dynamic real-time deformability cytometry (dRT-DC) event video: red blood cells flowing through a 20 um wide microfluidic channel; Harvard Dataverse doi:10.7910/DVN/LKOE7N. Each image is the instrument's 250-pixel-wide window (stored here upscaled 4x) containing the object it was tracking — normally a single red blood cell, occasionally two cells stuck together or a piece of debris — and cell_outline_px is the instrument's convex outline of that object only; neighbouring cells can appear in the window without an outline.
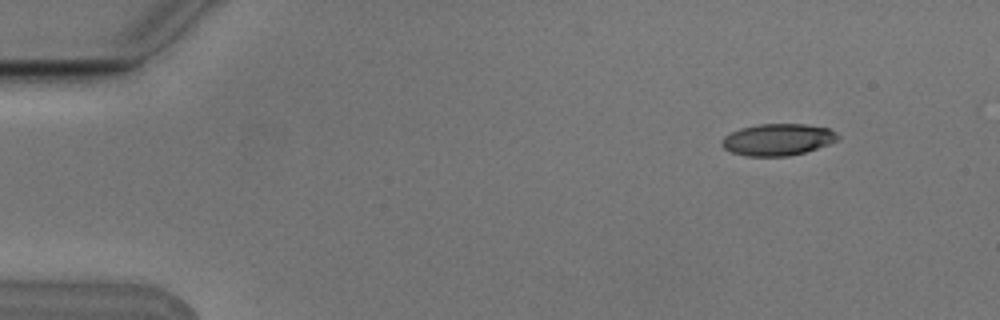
{"species": "Egyptian fruit bat (a non-hibernating species)", "species_latin": "Rousettus aegyptiacus", "temperature_condition": "cold", "stored_images_in_passage": 7, "camera_frame_rate_fps": 3000, "um_per_image_px": 0.085, "animal": {"sex": "male"}, "frame": {"image": 1, "passage_image": 1, "time_ms": 0.0, "image_size_px": [1000, 320], "cell_outline_px": [[840, 136], [836, 140], [828, 144], [804, 152], [788, 156], [744, 156], [732, 152], [724, 148], [720, 144], [720, 140], [724, 136], [740, 128], [760, 124], [804, 124], [828, 128], [836, 132]], "centroid_in_image_um": [66.07, 11.86], "position_along_channel_um": 18.9, "area_um2": 21.39}}
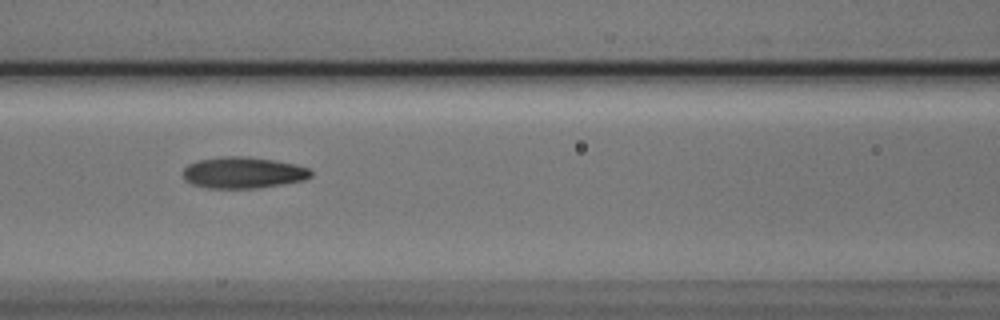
{"frame": {"image": 2, "passage_image": 6, "time_ms": 1.667, "image_size_px": [1000, 320], "cell_outline_px": [[312, 176], [304, 180], [284, 184], [260, 188], [204, 188], [192, 184], [184, 180], [184, 168], [188, 164], [196, 160], [224, 156], [244, 156], [272, 160], [296, 164], [308, 168], [312, 172]], "centroid_in_image_um": [20.65, 14.68], "position_along_channel_um": 145.9, "area_um2": 23.52}}
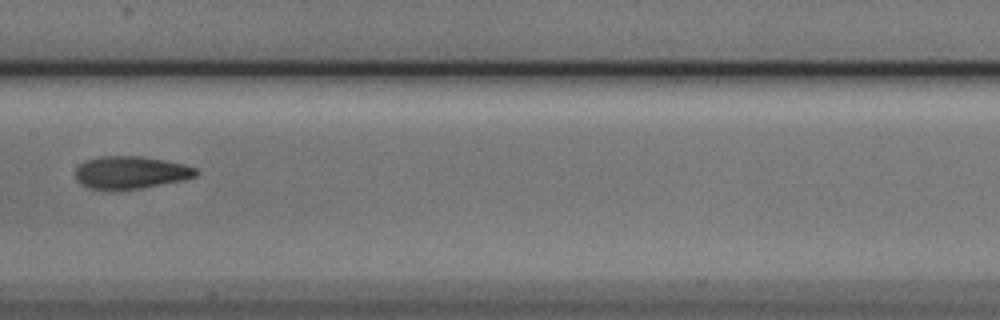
{"frame": {"image": 3, "passage_image": 7, "time_ms": 2.0, "image_size_px": [1000, 320], "cell_outline_px": [[200, 172], [196, 176], [184, 180], [140, 188], [88, 188], [80, 184], [76, 180], [76, 168], [80, 164], [88, 160], [100, 156], [140, 156], [164, 160], [184, 164], [196, 168]], "centroid_in_image_um": [11.14, 14.64], "position_along_channel_um": 196.3, "area_um2": 22.54}}